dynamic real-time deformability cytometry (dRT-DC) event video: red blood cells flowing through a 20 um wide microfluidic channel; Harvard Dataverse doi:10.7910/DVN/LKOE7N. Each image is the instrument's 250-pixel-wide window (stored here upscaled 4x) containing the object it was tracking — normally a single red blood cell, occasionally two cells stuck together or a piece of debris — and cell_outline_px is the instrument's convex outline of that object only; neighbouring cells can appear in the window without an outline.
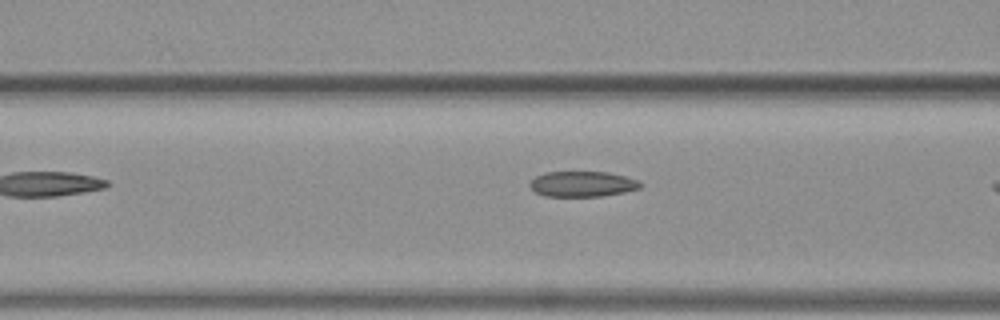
{"species": "common noctule bat (a hibernating species)", "species_latin": "Nyctalus noctula", "temperature_condition": "warm", "stored_images_in_passage": 6, "camera_frame_rate_fps": 3000, "um_per_image_px": 0.085, "animal": {"sex": "female", "body_mass_g": 19.3, "forearm_length_mm": 54.1}, "frame": {"image": 1, "passage_image": 5, "time_ms": 1.333, "image_size_px": [1000, 320], "cell_outline_px": [[644, 184], [640, 188], [624, 192], [600, 196], [544, 196], [536, 192], [528, 184], [536, 176], [544, 172], [608, 172], [640, 180]], "centroid_in_image_um": [49.53, 15.63], "position_along_channel_um": 117.1, "area_um2": 16.42}}